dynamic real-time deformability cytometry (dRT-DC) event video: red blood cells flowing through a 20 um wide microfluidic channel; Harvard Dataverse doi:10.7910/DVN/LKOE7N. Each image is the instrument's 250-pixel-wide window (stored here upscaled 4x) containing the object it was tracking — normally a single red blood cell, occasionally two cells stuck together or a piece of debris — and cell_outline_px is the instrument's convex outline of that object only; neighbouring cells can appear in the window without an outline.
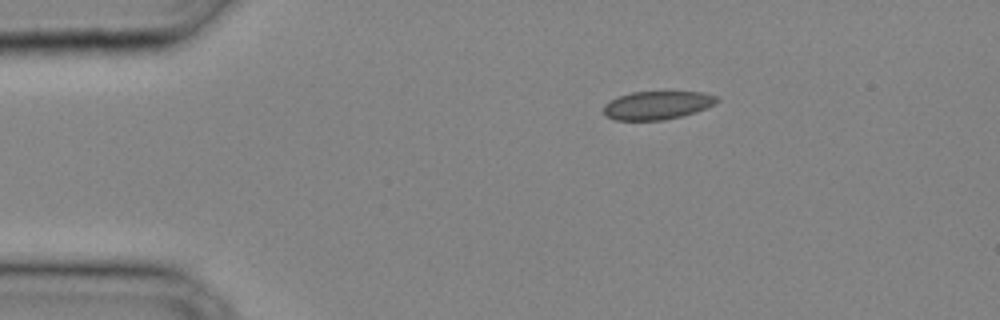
{"species": "common noctule bat (a hibernating species)", "species_latin": "Nyctalus noctula", "temperature_condition": "cold", "stored_images_in_passage": 26, "camera_frame_rate_fps": 3000, "um_per_image_px": 0.085, "animal": {"sex": "male", "body_mass_g": 20.4}, "frame": {"image": 1, "passage_image": 1, "time_ms": 0.0, "image_size_px": [1000, 320], "cell_outline_px": [[720, 100], [716, 104], [696, 112], [664, 120], [616, 120], [604, 116], [604, 104], [620, 96], [632, 92], [704, 92], [720, 96]], "centroid_in_image_um": [55.92, 8.94], "position_along_channel_um": 29.1, "area_um2": 18.79}}
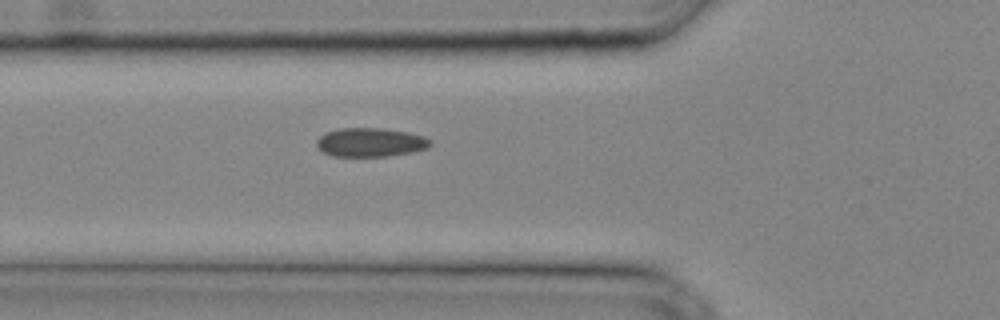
{"frame": {"image": 2, "passage_image": 7, "time_ms": 2.0, "image_size_px": [1000, 320], "cell_outline_px": [[432, 144], [428, 148], [412, 152], [388, 156], [332, 156], [324, 152], [316, 144], [316, 140], [320, 136], [328, 132], [340, 128], [384, 128], [408, 132], [424, 136], [432, 140]], "centroid_in_image_um": [31.53, 12.09], "position_along_channel_um": 94.3, "area_um2": 19.13}}
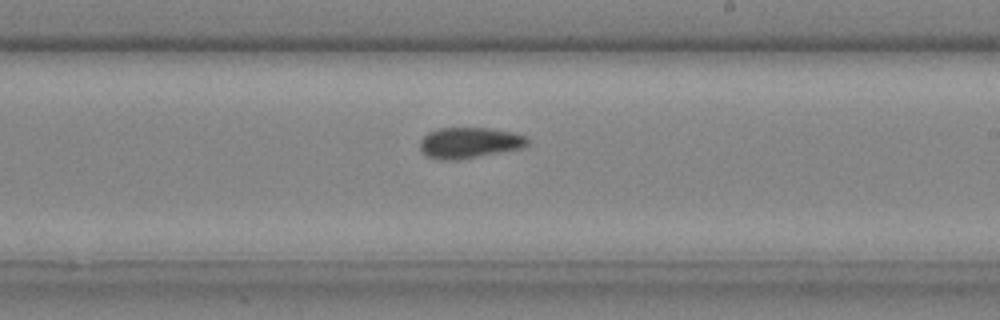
{"frame": {"image": 3, "passage_image": 15, "time_ms": 4.667, "image_size_px": [1000, 320], "cell_outline_px": [[528, 144], [524, 148], [460, 160], [440, 160], [428, 156], [420, 152], [420, 140], [428, 132], [440, 128], [488, 128], [516, 132], [528, 136]], "centroid_in_image_um": [39.93, 12.14], "position_along_channel_um": 249.1, "area_um2": 19.71}}